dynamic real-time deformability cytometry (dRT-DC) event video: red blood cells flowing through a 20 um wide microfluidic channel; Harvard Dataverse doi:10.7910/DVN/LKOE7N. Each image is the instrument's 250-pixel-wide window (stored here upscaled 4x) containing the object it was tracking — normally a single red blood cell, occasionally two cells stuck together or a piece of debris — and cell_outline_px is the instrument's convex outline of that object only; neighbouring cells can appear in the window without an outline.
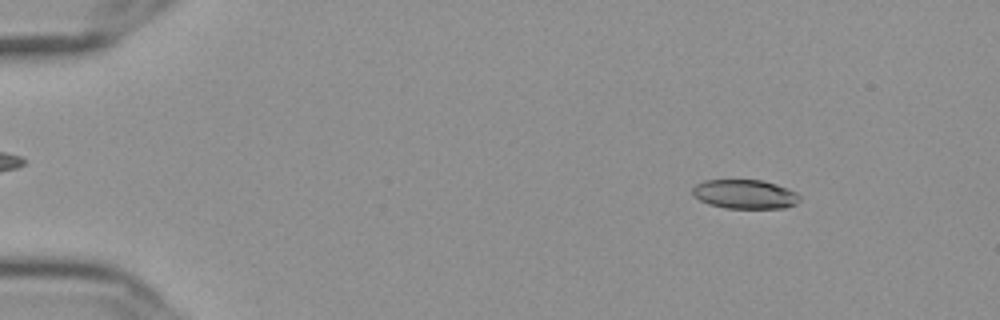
{"species": "Egyptian fruit bat (a non-hibernating species)", "species_latin": "Rousettus aegyptiacus", "temperature_condition": "cold", "stored_images_in_passage": 56, "camera_frame_rate_fps": 3000, "um_per_image_px": 0.085, "frame": {"image": 1, "passage_image": 7, "time_ms": 2.0, "image_size_px": [1000, 320], "cell_outline_px": [[800, 200], [796, 204], [784, 208], [724, 208], [708, 204], [692, 196], [692, 188], [696, 184], [704, 180], [760, 180], [776, 184], [788, 188], [796, 192], [800, 196]], "centroid_in_image_um": [63.3, 16.51], "position_along_channel_um": 21.7, "area_um2": 18.32}}
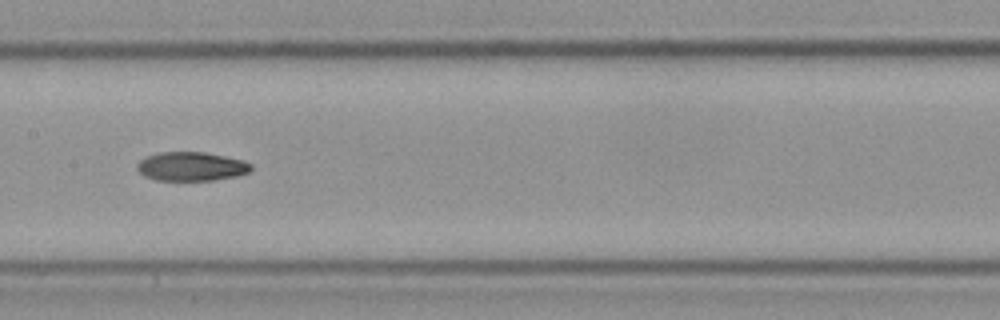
{"frame": {"image": 2, "passage_image": 29, "time_ms": 9.333, "image_size_px": [1000, 320], "cell_outline_px": [[252, 168], [248, 172], [236, 176], [216, 180], [156, 180], [144, 176], [136, 168], [136, 164], [140, 160], [148, 156], [160, 152], [204, 152], [224, 156], [240, 160], [252, 164]], "centroid_in_image_um": [16.24, 14.15], "position_along_channel_um": 191.2, "area_um2": 19.07}}
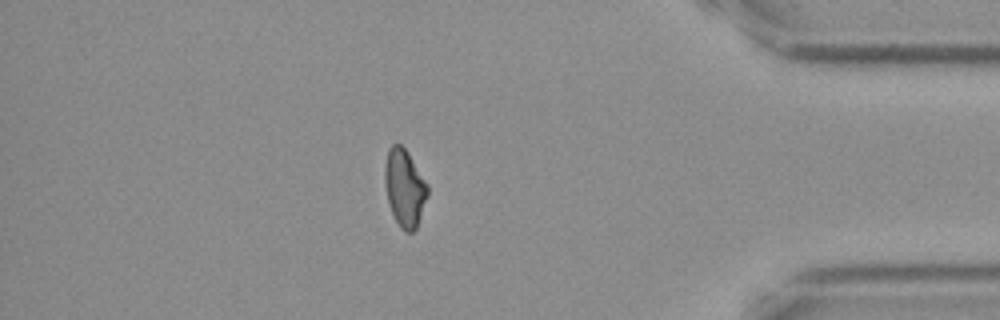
{"frame": {"image": 3, "passage_image": 49, "time_ms": 16.0, "image_size_px": [1000, 320], "cell_outline_px": [[428, 196], [416, 228], [412, 232], [404, 232], [400, 228], [392, 212], [388, 200], [384, 180], [384, 168], [388, 148], [392, 144], [400, 144], [408, 152], [428, 184]], "centroid_in_image_um": [34.39, 15.96], "position_along_channel_um": 400.8, "area_um2": 19.31}, "authors_computed_cell_mechanics": {"area_um2": 19.3052, "velocity_mm_per_s": 3.6198, "shape_relaxation_time_tau1_ms": null, "shape_relaxation_time_tau2_ms": 3.8833, "deformation_change_tau1": null, "deformation_change_tau2": 0.0972}}